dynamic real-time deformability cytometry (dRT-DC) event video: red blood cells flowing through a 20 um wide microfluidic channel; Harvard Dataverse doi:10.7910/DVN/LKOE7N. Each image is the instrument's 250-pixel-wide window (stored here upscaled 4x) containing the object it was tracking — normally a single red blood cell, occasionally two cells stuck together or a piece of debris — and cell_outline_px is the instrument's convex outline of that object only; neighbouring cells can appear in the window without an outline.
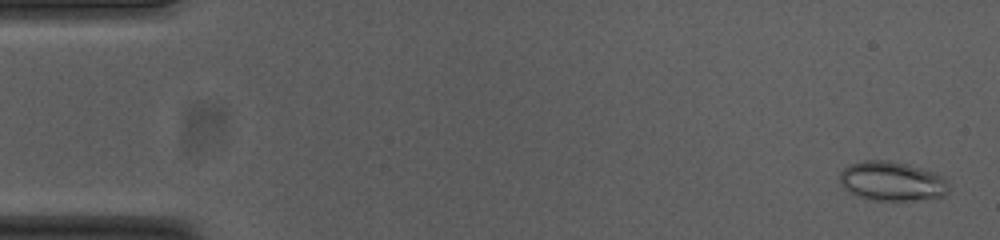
{"species": "common noctule bat (a hibernating species)", "species_latin": "Nyctalus noctula", "temperature_condition": "cold", "stored_images_in_passage": 48, "camera_frame_rate_fps": 3000, "um_per_image_px": 0.085, "animal": {"sex": "female", "body_mass_g": 23.0, "forearm_length_mm": 53.4}, "frame": {"image": 1, "passage_image": 2, "time_ms": 0.333, "image_size_px": [1000, 240], "cell_outline_px": [[948, 192], [944, 196], [916, 200], [864, 200], [848, 192], [840, 184], [840, 172], [848, 164], [864, 160], [888, 160], [908, 164], [936, 172], [948, 184]], "centroid_in_image_um": [75.77, 15.4], "position_along_channel_um": 9.2, "area_um2": 25.32}}
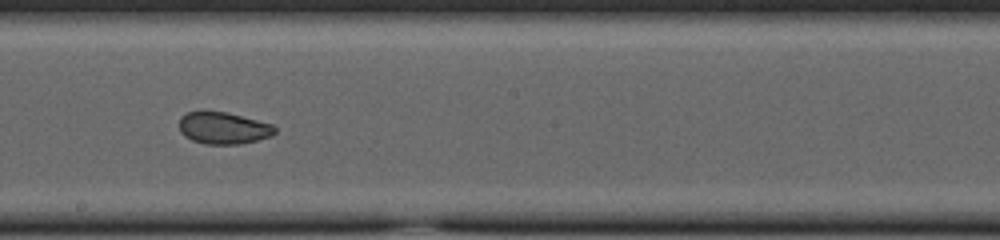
{"frame": {"image": 2, "passage_image": 30, "time_ms": 9.667, "image_size_px": [1000, 240], "cell_outline_px": [[276, 132], [272, 136], [240, 144], [204, 144], [192, 140], [184, 136], [180, 132], [180, 116], [188, 112], [204, 108], [228, 112], [272, 124], [276, 128]], "centroid_in_image_um": [18.95, 10.85], "position_along_channel_um": 229.3, "area_um2": 18.32}}
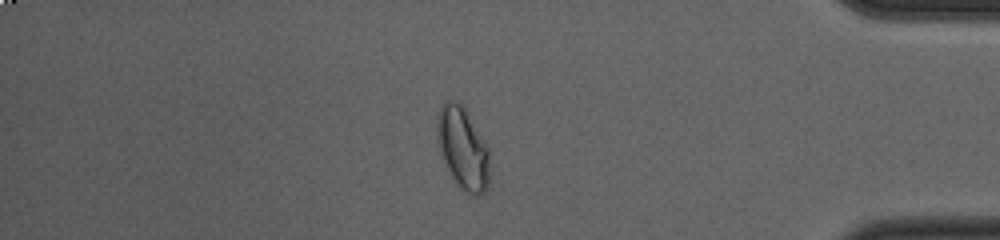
{"frame": {"image": 3, "passage_image": 46, "time_ms": 15.0, "image_size_px": [1000, 240], "cell_outline_px": [[488, 184], [484, 192], [480, 196], [472, 196], [464, 192], [460, 188], [452, 176], [448, 168], [436, 140], [436, 124], [440, 108], [448, 100], [460, 100], [488, 148]], "centroid_in_image_um": [39.33, 12.6], "position_along_channel_um": 395.9, "area_um2": 24.8}}